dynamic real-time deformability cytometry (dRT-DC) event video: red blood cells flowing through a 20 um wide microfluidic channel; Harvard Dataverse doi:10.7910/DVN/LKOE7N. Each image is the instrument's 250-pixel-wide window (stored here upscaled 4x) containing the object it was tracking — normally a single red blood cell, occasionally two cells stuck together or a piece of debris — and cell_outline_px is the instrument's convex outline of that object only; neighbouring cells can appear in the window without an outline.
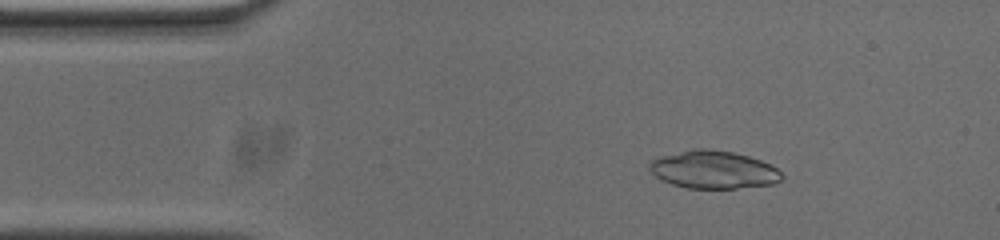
{"species": "common noctule bat (a hibernating species)", "species_latin": "Nyctalus noctula", "temperature_condition": "cold", "stored_images_in_passage": 53, "camera_frame_rate_fps": 3000, "um_per_image_px": 0.085, "animal": {"sex": "male", "body_mass_g": 20.0, "forearm_length_mm": 53.3}, "frame": {"image": 1, "passage_image": 7, "time_ms": 2.0, "image_size_px": [1000, 240], "cell_outline_px": [[784, 176], [780, 180], [772, 184], [736, 188], [688, 188], [672, 184], [660, 180], [648, 168], [648, 164], [652, 160], [660, 156], [692, 148], [708, 148], [732, 152], [748, 156], [760, 160], [776, 168]], "centroid_in_image_um": [60.6, 14.41], "position_along_channel_um": 24.4, "area_um2": 29.13}}
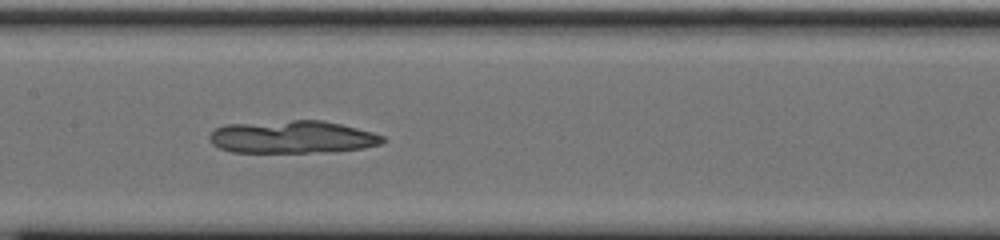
{"frame": {"image": 2, "passage_image": 24, "time_ms": 7.667, "image_size_px": [1000, 240], "cell_outline_px": [[384, 140], [380, 144], [364, 148], [328, 152], [232, 152], [220, 148], [212, 144], [208, 140], [208, 136], [216, 128], [228, 124], [292, 120], [324, 120], [372, 132], [384, 136]], "centroid_in_image_um": [24.83, 11.65], "position_along_channel_um": 182.6, "area_um2": 32.95}}
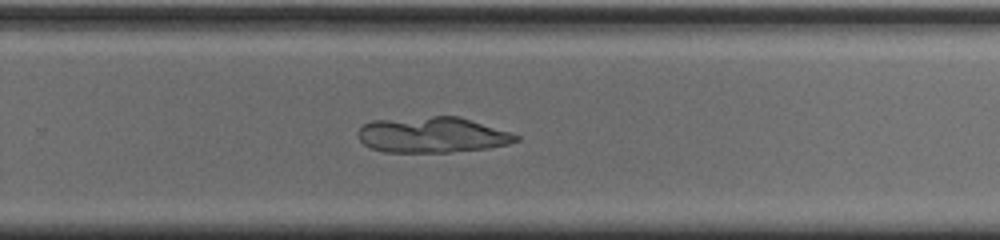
{"frame": {"image": 3, "passage_image": 33, "time_ms": 10.667, "image_size_px": [1000, 240], "cell_outline_px": [[520, 140], [508, 144], [488, 148], [452, 152], [384, 152], [372, 148], [364, 144], [360, 140], [360, 128], [364, 124], [372, 120], [432, 116], [456, 116], [512, 132], [520, 136]], "centroid_in_image_um": [36.78, 11.47], "position_along_channel_um": 293.0, "area_um2": 32.77}}